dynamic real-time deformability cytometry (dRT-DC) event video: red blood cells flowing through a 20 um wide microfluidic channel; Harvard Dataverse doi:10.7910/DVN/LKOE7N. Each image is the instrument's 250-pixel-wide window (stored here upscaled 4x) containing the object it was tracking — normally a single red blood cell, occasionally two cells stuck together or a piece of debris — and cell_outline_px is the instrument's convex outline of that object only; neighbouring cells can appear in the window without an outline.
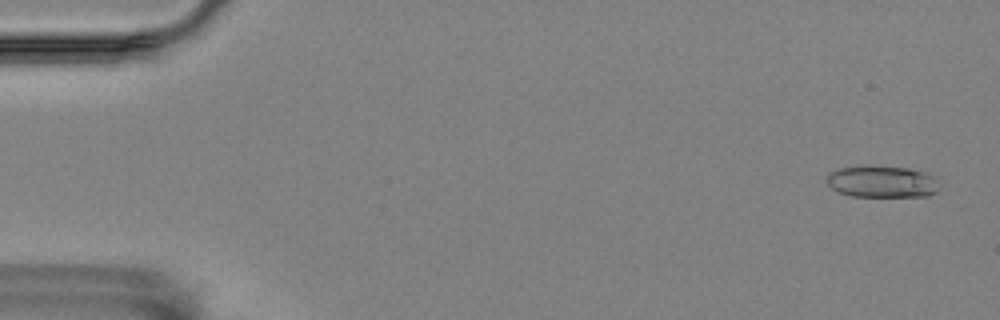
{"species": "Egyptian fruit bat (a non-hibernating species)", "species_latin": "Rousettus aegyptiacus", "temperature_condition": "room temperature", "stored_images_in_passage": 59, "camera_frame_rate_fps": 3000, "um_per_image_px": 0.085, "animal": {"sex": "female"}, "frame": {"image": 1, "passage_image": 3, "time_ms": 0.667, "image_size_px": [1000, 320], "cell_outline_px": [[936, 192], [928, 196], [852, 196], [840, 192], [832, 188], [828, 184], [828, 176], [832, 172], [840, 168], [908, 168], [924, 172], [932, 176], [936, 188]], "centroid_in_image_um": [74.97, 15.48], "position_along_channel_um": 10.0, "area_um2": 19.65}}
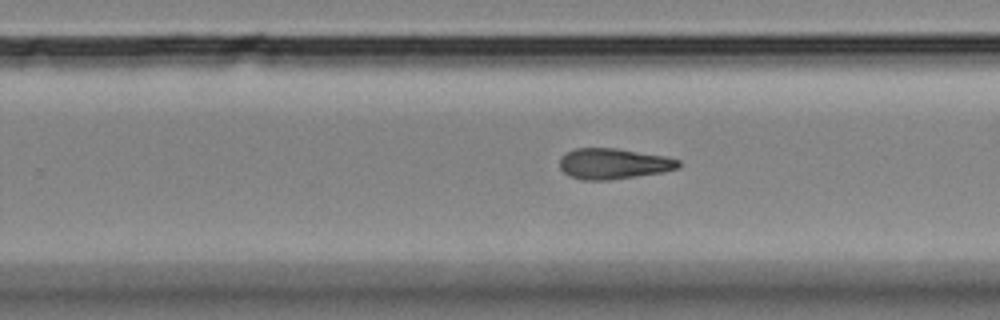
{"frame": {"image": 2, "passage_image": 37, "time_ms": 12.0, "image_size_px": [1000, 320], "cell_outline_px": [[680, 168], [664, 172], [608, 180], [580, 180], [568, 176], [560, 168], [560, 160], [568, 152], [576, 148], [616, 148], [664, 156], [680, 160]], "centroid_in_image_um": [52.16, 13.92], "position_along_channel_um": 277.6, "area_um2": 21.21}}
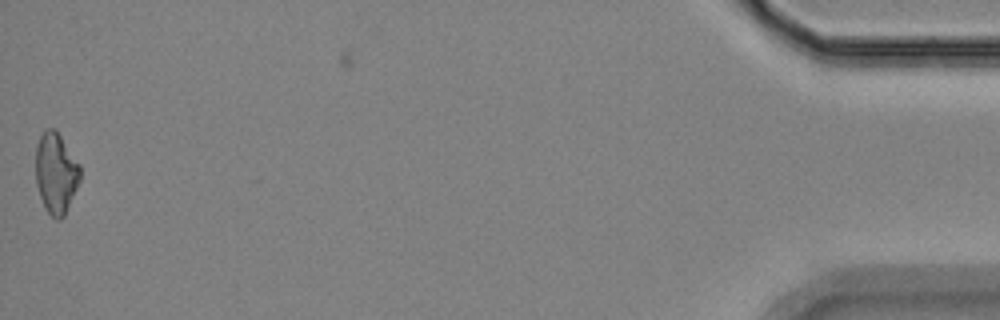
{"frame": {"image": 3, "passage_image": 58, "time_ms": 19.0, "image_size_px": [1000, 320], "cell_outline_px": [[80, 180], [64, 216], [60, 220], [56, 220], [48, 212], [40, 196], [36, 184], [36, 148], [40, 136], [48, 128], [56, 128], [80, 164]], "centroid_in_image_um": [4.76, 14.69], "position_along_channel_um": 430.4, "area_um2": 20.87}}